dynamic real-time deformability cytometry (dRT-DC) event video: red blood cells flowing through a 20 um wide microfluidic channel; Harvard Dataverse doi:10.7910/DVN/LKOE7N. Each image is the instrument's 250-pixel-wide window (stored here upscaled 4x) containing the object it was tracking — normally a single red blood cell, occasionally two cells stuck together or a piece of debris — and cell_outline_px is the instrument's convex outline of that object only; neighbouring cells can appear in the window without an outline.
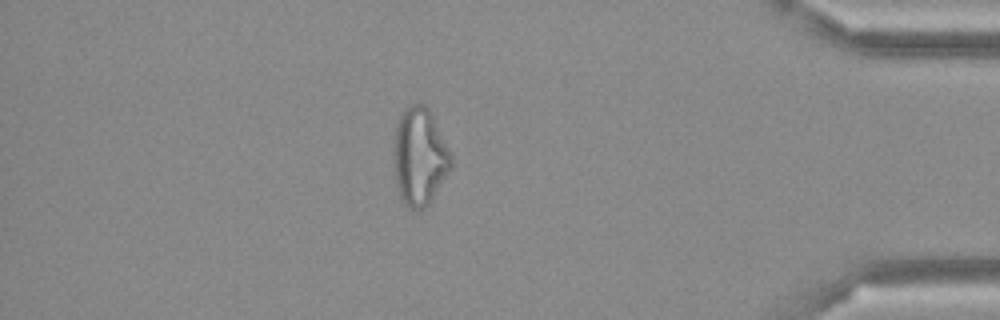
{"species": "Egyptian fruit bat (a non-hibernating species)", "species_latin": "Rousettus aegyptiacus", "temperature_condition": "cold", "stored_images_in_passage": 50, "camera_frame_rate_fps": 3000, "um_per_image_px": 0.085, "frame": {"image": 1, "passage_image": 43, "time_ms": 14.0, "image_size_px": [1000, 320], "cell_outline_px": [[452, 168], [428, 204], [424, 208], [416, 212], [408, 208], [404, 204], [400, 196], [396, 184], [392, 156], [392, 148], [396, 124], [404, 108], [412, 104], [424, 104], [428, 108], [452, 156]], "centroid_in_image_um": [35.63, 13.34], "position_along_channel_um": 399.6, "area_um2": 32.89}}